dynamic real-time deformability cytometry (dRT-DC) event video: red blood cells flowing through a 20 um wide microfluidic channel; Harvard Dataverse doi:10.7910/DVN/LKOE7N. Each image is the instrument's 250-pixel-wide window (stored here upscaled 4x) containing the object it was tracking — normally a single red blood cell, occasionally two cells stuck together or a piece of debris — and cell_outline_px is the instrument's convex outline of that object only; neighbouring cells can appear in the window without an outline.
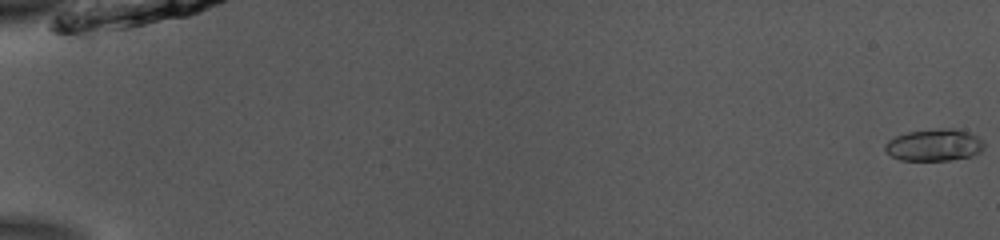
{"species": "common noctule bat (a hibernating species)", "species_latin": "Nyctalus noctula", "temperature_condition": "room temperature", "stored_images_in_passage": 54, "camera_frame_rate_fps": 3000, "um_per_image_px": 0.085, "animal": {"sex": "male", "body_mass_g": 13.0, "forearm_length_mm": 53.1}, "frame": {"image": 1, "passage_image": 1, "time_ms": 0.0, "image_size_px": [1000, 240], "cell_outline_px": [[984, 148], [980, 152], [972, 156], [948, 160], [900, 160], [892, 156], [884, 148], [884, 144], [888, 140], [896, 136], [908, 132], [940, 128], [952, 128], [968, 132], [984, 140]], "centroid_in_image_um": [79.43, 12.32], "position_along_channel_um": 5.6, "area_um2": 18.44}}
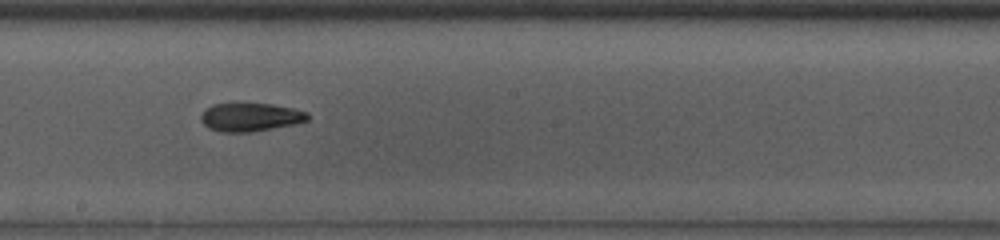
{"frame": {"image": 2, "passage_image": 32, "time_ms": 10.333, "image_size_px": [1000, 240], "cell_outline_px": [[308, 120], [296, 124], [252, 132], [220, 132], [208, 128], [200, 120], [200, 116], [204, 108], [212, 104], [272, 104], [292, 108], [308, 112]], "centroid_in_image_um": [21.25, 9.96], "position_along_channel_um": 226.9, "area_um2": 17.74}}
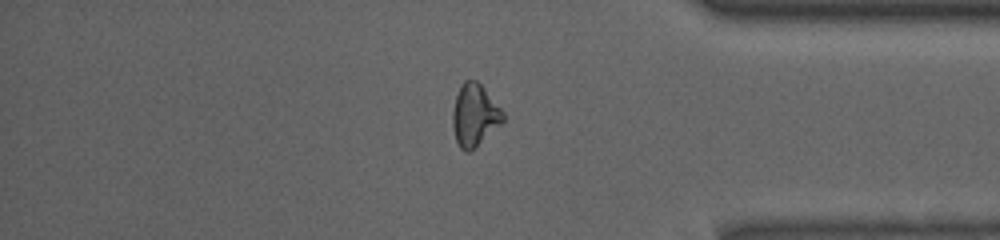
{"frame": {"image": 3, "passage_image": 46, "time_ms": 15.0, "image_size_px": [1000, 240], "cell_outline_px": [[504, 120], [476, 148], [468, 152], [464, 152], [460, 148], [456, 140], [452, 124], [452, 112], [456, 96], [460, 84], [464, 80], [476, 80], [484, 88], [504, 112]], "centroid_in_image_um": [40.32, 9.8], "position_along_channel_um": 394.9, "area_um2": 18.26}, "authors_computed_cell_mechanics": {"area_um2": 18.0914, "velocity_mm_per_s": 3.8964, "shape_relaxation_time_tau1_ms": 5.3218, "shape_relaxation_time_tau2_ms": 5.3411, "deformation_change_tau1": 0.1614, "deformation_change_tau2": 0.111}}